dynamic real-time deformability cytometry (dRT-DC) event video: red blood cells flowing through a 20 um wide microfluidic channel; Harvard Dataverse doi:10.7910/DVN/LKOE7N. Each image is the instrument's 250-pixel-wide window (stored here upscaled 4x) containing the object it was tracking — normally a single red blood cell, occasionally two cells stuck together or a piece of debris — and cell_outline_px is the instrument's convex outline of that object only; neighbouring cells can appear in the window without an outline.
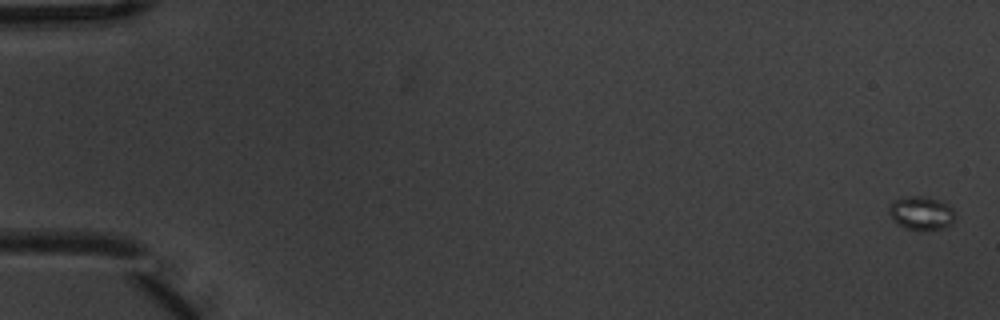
{"species": "common noctule bat (a hibernating species)", "species_latin": "Nyctalus noctula", "temperature_condition": "warm", "stored_images_in_passage": 7, "camera_frame_rate_fps": 3000, "um_per_image_px": 0.085, "animal": {"sex": "male", "body_mass_g": 20.1, "forearm_length_mm": 53.5}, "frame": {"image": 1, "passage_image": 1, "time_ms": 0.0, "image_size_px": [1000, 320], "cell_outline_px": [[956, 220], [952, 224], [944, 228], [924, 232], [920, 232], [904, 228], [892, 220], [888, 212], [888, 208], [892, 200], [908, 196], [924, 196], [948, 204], [952, 208], [956, 216]], "centroid_in_image_um": [78.31, 18.15], "position_along_channel_um": 6.7, "area_um2": 13.47}}
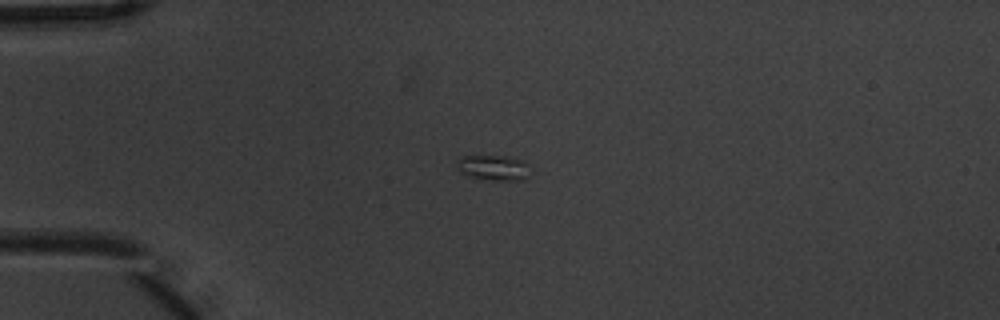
{"frame": {"image": 2, "passage_image": 5, "time_ms": 1.333, "image_size_px": [1000, 320], "cell_outline_px": [[528, 164], [524, 180], [492, 180], [468, 176], [460, 172], [460, 156], [508, 156], [524, 160]], "centroid_in_image_um": [41.97, 14.24], "position_along_channel_um": 43.0, "area_um2": 10.46}}